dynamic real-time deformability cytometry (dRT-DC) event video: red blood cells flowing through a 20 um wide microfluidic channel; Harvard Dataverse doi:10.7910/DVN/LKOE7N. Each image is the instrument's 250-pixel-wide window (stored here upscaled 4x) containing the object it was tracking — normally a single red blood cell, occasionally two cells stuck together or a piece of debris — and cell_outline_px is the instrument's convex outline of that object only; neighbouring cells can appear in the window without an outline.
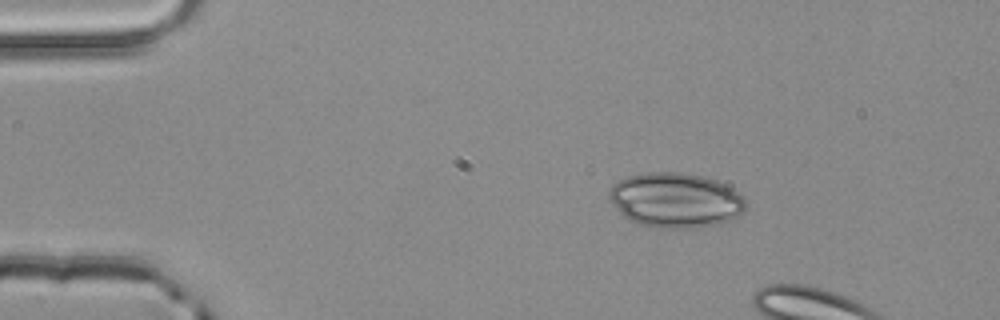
{"species": "common noctule bat (a hibernating species)", "species_latin": "Nyctalus noctula", "temperature_condition": "room temperature", "stored_images_in_passage": 2, "camera_frame_rate_fps": 3000, "um_per_image_px": 0.085, "animal": {"sex": "male", "body_mass_g": 20.4}, "frame": {"image": 1, "passage_image": 1, "time_ms": 0.0, "image_size_px": [1000, 320], "cell_outline_px": [[748, 204], [740, 216], [732, 220], [720, 224], [704, 228], [652, 228], [636, 224], [628, 220], [616, 208], [608, 196], [608, 192], [612, 184], [628, 176], [648, 172], [680, 172], [704, 176], [716, 180], [740, 192], [744, 196]], "centroid_in_image_um": [57.46, 17.04], "position_along_channel_um": 27.5, "area_um2": 44.56}}